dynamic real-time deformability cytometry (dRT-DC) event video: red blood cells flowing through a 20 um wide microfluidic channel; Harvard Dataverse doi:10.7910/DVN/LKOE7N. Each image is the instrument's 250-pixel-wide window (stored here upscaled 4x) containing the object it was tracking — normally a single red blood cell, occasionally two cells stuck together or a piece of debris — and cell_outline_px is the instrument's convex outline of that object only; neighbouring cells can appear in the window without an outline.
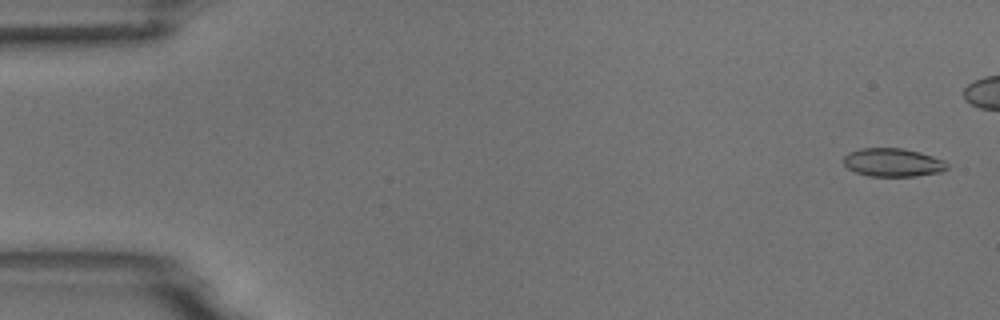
{"species": "common noctule bat (a hibernating species)", "species_latin": "Nyctalus noctula", "temperature_condition": "room temperature", "stored_images_in_passage": 5, "camera_frame_rate_fps": 3000, "um_per_image_px": 0.085, "animal": {"sex": "male", "body_mass_g": 18.8}, "frame": {"image": 1, "passage_image": 1, "time_ms": 0.0, "image_size_px": [1000, 320], "cell_outline_px": [[948, 168], [940, 172], [916, 176], [868, 176], [856, 172], [848, 168], [844, 164], [844, 156], [848, 152], [860, 148], [900, 148], [920, 152], [944, 160], [948, 164]], "centroid_in_image_um": [75.89, 13.81], "position_along_channel_um": 9.1, "area_um2": 17.11}}